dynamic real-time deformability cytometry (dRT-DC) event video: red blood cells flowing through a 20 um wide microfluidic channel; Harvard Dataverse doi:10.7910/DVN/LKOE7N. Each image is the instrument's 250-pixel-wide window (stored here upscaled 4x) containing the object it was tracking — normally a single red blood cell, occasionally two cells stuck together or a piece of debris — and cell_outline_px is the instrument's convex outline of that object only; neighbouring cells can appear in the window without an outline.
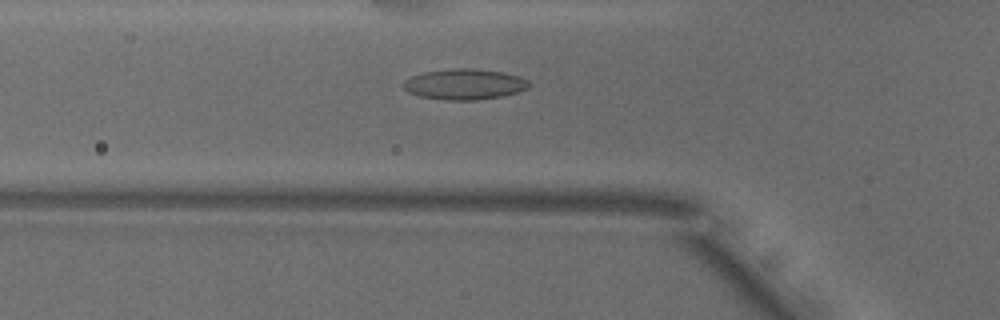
{"species": "common noctule bat (a hibernating species)", "species_latin": "Nyctalus noctula", "temperature_condition": "warm", "stored_images_in_passage": 44, "camera_frame_rate_fps": 3000, "um_per_image_px": 0.085, "animal": {"sex": "male", "body_mass_g": 18.8}, "frame": {"image": 1, "passage_image": 16, "time_ms": 5.0, "image_size_px": [1000, 320], "cell_outline_px": [[532, 84], [528, 88], [516, 92], [500, 96], [476, 100], [444, 100], [420, 96], [408, 92], [404, 88], [404, 80], [412, 76], [424, 72], [456, 68], [472, 68], [504, 72], [528, 80]], "centroid_in_image_um": [39.48, 7.16], "position_along_channel_um": 86.3, "area_um2": 22.31}}
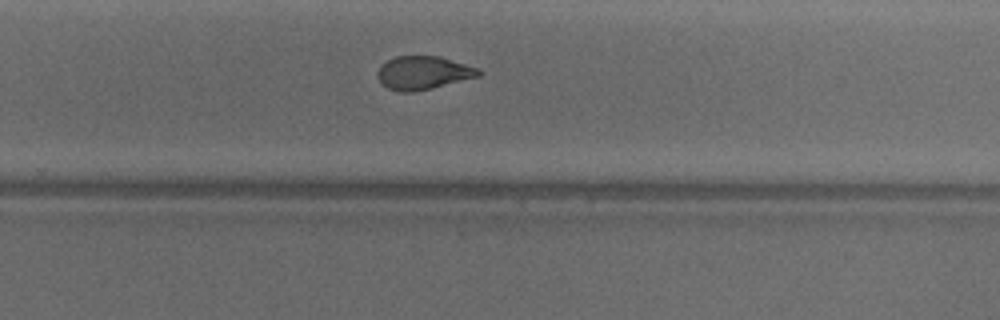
{"frame": {"image": 2, "passage_image": 32, "time_ms": 10.333, "image_size_px": [1000, 320], "cell_outline_px": [[484, 72], [480, 76], [432, 88], [412, 92], [396, 92], [388, 88], [376, 76], [376, 72], [388, 60], [396, 56], [440, 56], [476, 68]], "centroid_in_image_um": [35.97, 6.19], "position_along_channel_um": 293.8, "area_um2": 19.48}}
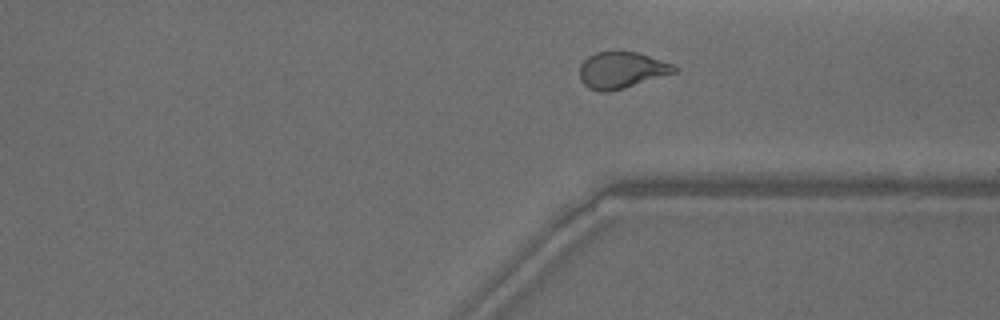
{"frame": {"image": 3, "passage_image": 37, "time_ms": 12.0, "image_size_px": [1000, 320], "cell_outline_px": [[680, 68], [676, 72], [624, 88], [608, 92], [600, 92], [588, 88], [580, 80], [580, 64], [588, 56], [596, 52], [640, 52], [672, 64]], "centroid_in_image_um": [52.83, 5.96], "position_along_channel_um": 358.6, "area_um2": 20.11}, "authors_computed_cell_mechanics": {"area_um2": 20.5768, "velocity_mm_per_s": 3.8815, "shape_relaxation_time_tau1_ms": null, "shape_relaxation_time_tau2_ms": 1.7898, "deformation_change_tau1": null, "deformation_change_tau2": 0.0833}}